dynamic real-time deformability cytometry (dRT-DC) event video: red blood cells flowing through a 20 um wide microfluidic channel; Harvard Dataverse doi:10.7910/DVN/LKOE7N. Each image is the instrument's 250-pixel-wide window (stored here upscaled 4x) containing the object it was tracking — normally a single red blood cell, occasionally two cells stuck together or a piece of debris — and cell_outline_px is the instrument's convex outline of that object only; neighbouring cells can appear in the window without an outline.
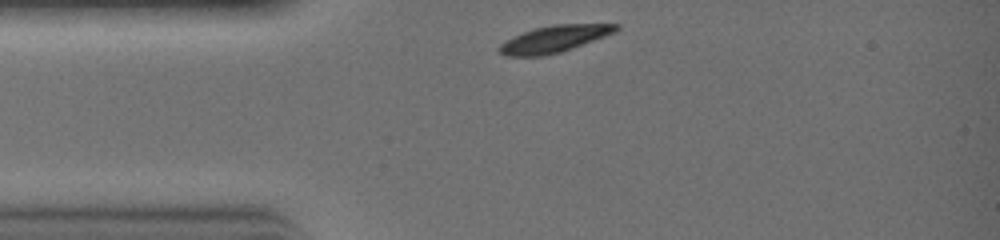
{"species": "common noctule bat (a hibernating species)", "species_latin": "Nyctalus noctula", "temperature_condition": "warm", "stored_images_in_passage": 3, "camera_frame_rate_fps": 3000, "um_per_image_px": 0.085, "animal": {"sex": "female", "body_mass_g": 19.0, "forearm_length_mm": 51.5}, "frame": {"image": 1, "passage_image": 1, "time_ms": 0.0, "image_size_px": [1000, 240], "cell_outline_px": [[620, 28], [616, 32], [572, 48], [560, 52], [544, 56], [504, 56], [496, 52], [496, 48], [500, 44], [524, 32], [536, 28], [556, 24], [620, 24]], "centroid_in_image_um": [47.1, 3.32], "position_along_channel_um": 37.9, "area_um2": 18.09}}